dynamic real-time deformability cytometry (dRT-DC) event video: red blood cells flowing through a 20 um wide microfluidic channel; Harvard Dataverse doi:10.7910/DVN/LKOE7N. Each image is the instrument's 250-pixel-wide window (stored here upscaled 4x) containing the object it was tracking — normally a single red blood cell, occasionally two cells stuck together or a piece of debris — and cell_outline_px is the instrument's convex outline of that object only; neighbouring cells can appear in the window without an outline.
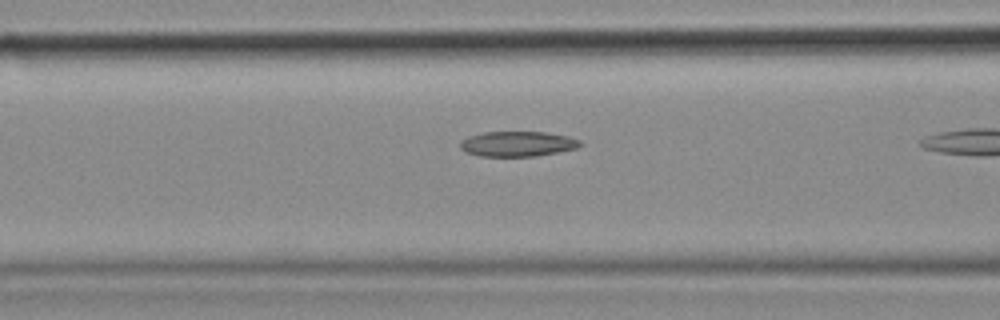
{"species": "common noctule bat (a hibernating species)", "species_latin": "Nyctalus noctula", "temperature_condition": "cold", "stored_images_in_passage": 36, "camera_frame_rate_fps": 3000, "um_per_image_px": 0.085, "animal": {"sex": "female", "body_mass_g": 18.4}, "frame": {"image": 1, "passage_image": 16, "time_ms": 5.0, "image_size_px": [1000, 320], "cell_outline_px": [[584, 144], [576, 148], [536, 156], [480, 156], [464, 152], [460, 148], [460, 140], [468, 136], [484, 132], [544, 132], [568, 136], [580, 140]], "centroid_in_image_um": [43.96, 12.23], "position_along_channel_um": 122.6, "area_um2": 17.63}}
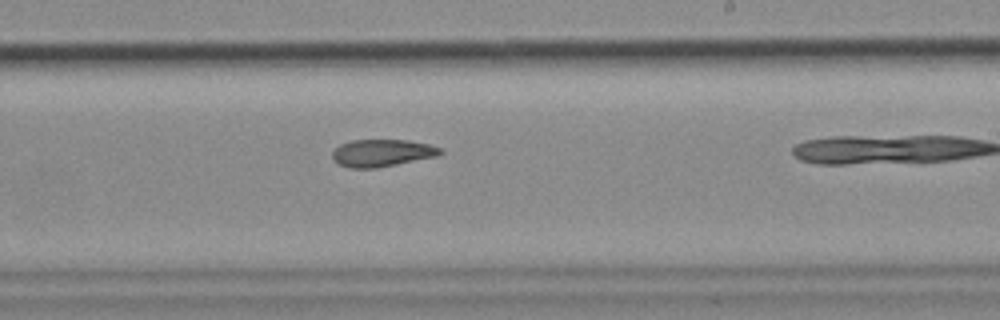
{"frame": {"image": 2, "passage_image": 26, "time_ms": 8.333, "image_size_px": [1000, 320], "cell_outline_px": [[444, 152], [440, 156], [376, 168], [348, 168], [332, 160], [332, 152], [340, 144], [352, 140], [408, 140], [428, 144], [440, 148]], "centroid_in_image_um": [32.48, 13.01], "position_along_channel_um": 256.5, "area_um2": 17.28}}